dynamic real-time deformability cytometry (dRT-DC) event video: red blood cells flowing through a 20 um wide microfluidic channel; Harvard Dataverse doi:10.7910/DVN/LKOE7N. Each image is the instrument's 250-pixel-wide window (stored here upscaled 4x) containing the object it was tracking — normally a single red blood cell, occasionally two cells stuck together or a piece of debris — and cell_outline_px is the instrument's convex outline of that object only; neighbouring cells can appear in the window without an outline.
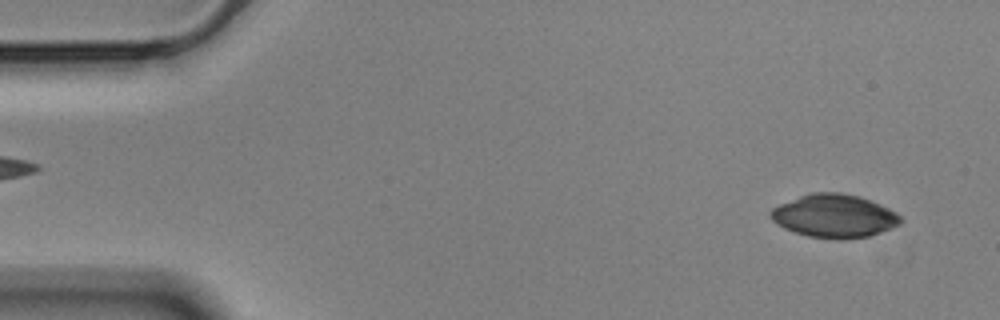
{"species": "Egyptian fruit bat (a non-hibernating species)", "species_latin": "Rousettus aegyptiacus", "temperature_condition": "cold", "stored_images_in_passage": 55, "camera_frame_rate_fps": 3000, "um_per_image_px": 0.085, "animal": {"sex": "male"}, "frame": {"image": 1, "passage_image": 3, "time_ms": 0.667, "image_size_px": [1000, 320], "cell_outline_px": [[904, 220], [900, 224], [868, 236], [840, 240], [808, 236], [784, 228], [776, 224], [772, 220], [768, 212], [772, 208], [780, 204], [800, 196], [812, 192], [840, 192], [860, 196], [880, 204], [896, 212]], "centroid_in_image_um": [70.9, 18.35], "position_along_channel_um": 14.1, "area_um2": 32.71}}
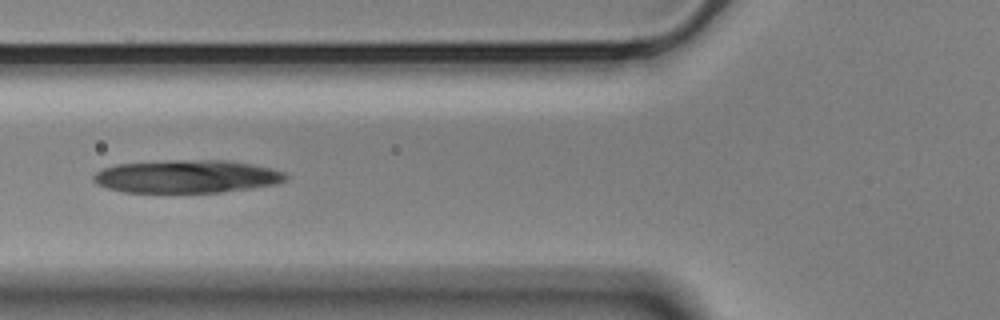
{"frame": {"image": 2, "passage_image": 20, "time_ms": 6.333, "image_size_px": [1000, 320], "cell_outline_px": [[288, 176], [284, 180], [276, 184], [252, 188], [220, 192], [124, 192], [108, 188], [96, 184], [92, 180], [92, 176], [96, 172], [104, 168], [116, 164], [168, 160], [228, 160], [252, 164], [272, 168], [284, 172]], "centroid_in_image_um": [15.87, 14.99], "position_along_channel_um": 109.9, "area_um2": 37.05}}
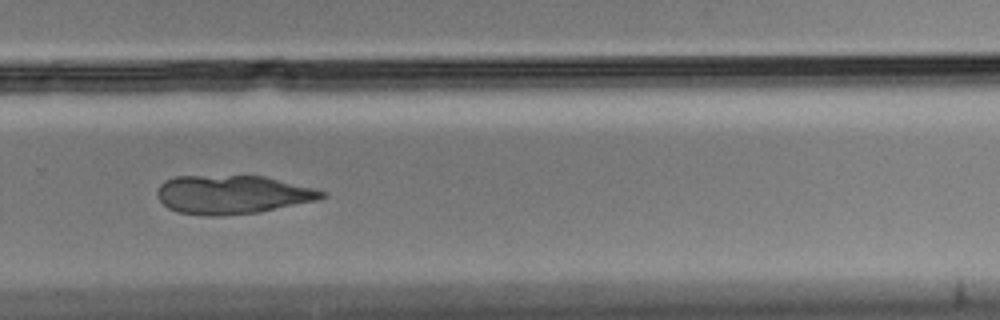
{"frame": {"image": 3, "passage_image": 37, "time_ms": 12.0, "image_size_px": [1000, 320], "cell_outline_px": [[328, 196], [316, 200], [260, 212], [220, 216], [208, 216], [180, 212], [168, 208], [156, 196], [156, 192], [160, 184], [164, 180], [176, 176], [264, 176], [316, 188], [328, 192]], "centroid_in_image_um": [19.77, 16.53], "position_along_channel_um": 310.0, "area_um2": 37.22}}